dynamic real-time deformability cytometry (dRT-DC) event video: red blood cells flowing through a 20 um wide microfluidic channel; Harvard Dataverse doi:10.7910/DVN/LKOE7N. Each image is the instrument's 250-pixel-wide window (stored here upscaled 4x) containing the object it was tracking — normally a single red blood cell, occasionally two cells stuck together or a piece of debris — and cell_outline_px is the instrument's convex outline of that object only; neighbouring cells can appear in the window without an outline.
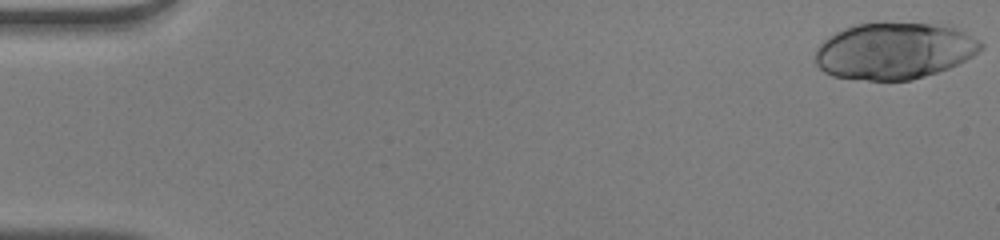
{"species": "human", "species_latin": "Homo sapiens", "temperature_condition": "warm", "stored_images_in_passage": 29, "camera_frame_rate_fps": 3000, "um_per_image_px": 0.085, "donor": {"sex": "male"}, "frame": {"image": 1, "passage_image": 1, "time_ms": 0.0, "image_size_px": [1000, 240], "cell_outline_px": [[984, 48], [972, 56], [948, 68], [912, 80], [868, 80], [832, 76], [824, 72], [816, 64], [816, 48], [828, 36], [844, 28], [856, 24], [880, 20], [884, 20], [932, 24], [956, 28], [980, 40], [984, 44]], "centroid_in_image_um": [75.99, 4.29], "position_along_channel_um": 9.0, "area_um2": 55.2}}
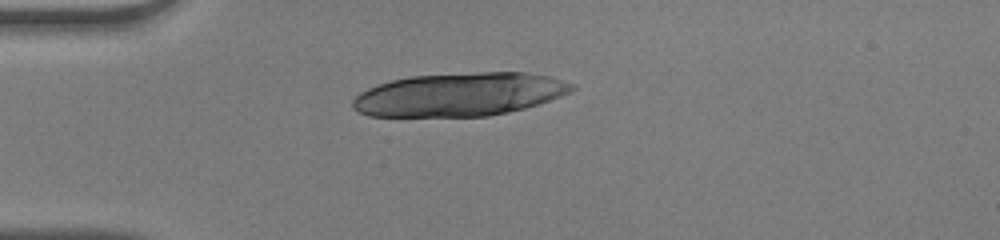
{"frame": {"image": 2, "passage_image": 14, "time_ms": 4.333, "image_size_px": [1000, 240], "cell_outline_px": [[576, 88], [560, 96], [524, 108], [508, 112], [488, 116], [368, 116], [352, 108], [352, 100], [360, 92], [368, 88], [392, 80], [412, 76], [480, 72], [524, 72], [548, 76], [576, 84]], "centroid_in_image_um": [39.05, 8.03], "position_along_channel_um": 46.0, "area_um2": 55.03}}